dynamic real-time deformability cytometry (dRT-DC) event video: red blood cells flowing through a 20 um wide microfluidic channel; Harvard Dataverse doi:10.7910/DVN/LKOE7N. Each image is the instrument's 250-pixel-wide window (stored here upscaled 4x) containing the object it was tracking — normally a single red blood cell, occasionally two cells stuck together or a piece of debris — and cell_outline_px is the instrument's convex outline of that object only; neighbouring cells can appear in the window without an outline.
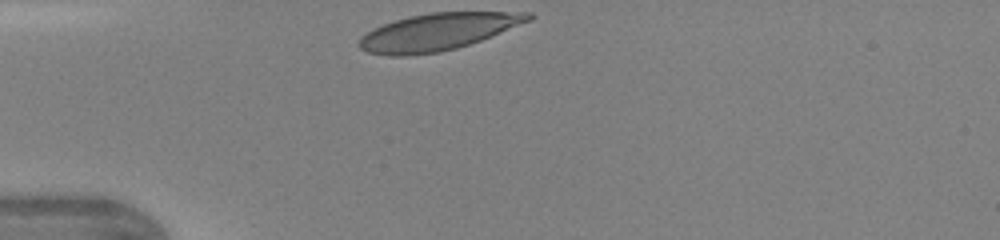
{"species": "human", "species_latin": "Homo sapiens", "temperature_condition": "warm", "stored_images_in_passage": 26, "camera_frame_rate_fps": 3000, "um_per_image_px": 0.085, "donor": {"sex": "female"}, "frame": {"image": 1, "passage_image": 1, "time_ms": 0.0, "image_size_px": [1000, 240], "cell_outline_px": [[536, 16], [532, 20], [480, 40], [456, 48], [440, 52], [404, 56], [388, 56], [368, 52], [360, 48], [356, 44], [360, 36], [372, 28], [396, 20], [412, 16], [432, 12], [532, 12]], "centroid_in_image_um": [37.19, 2.71], "position_along_channel_um": 47.8, "area_um2": 36.47}}
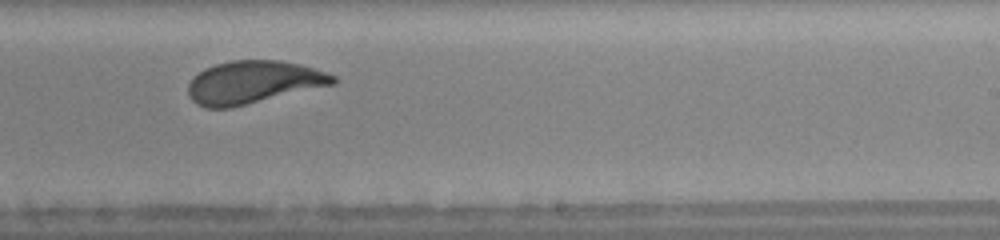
{"frame": {"image": 2, "passage_image": 17, "time_ms": 5.333, "image_size_px": [1000, 240], "cell_outline_px": [[336, 84], [232, 108], [204, 108], [196, 104], [188, 96], [188, 84], [192, 76], [204, 68], [216, 64], [232, 60], [280, 60], [300, 64], [336, 76]], "centroid_in_image_um": [21.49, 7.0], "position_along_channel_um": 267.5, "area_um2": 36.47}}
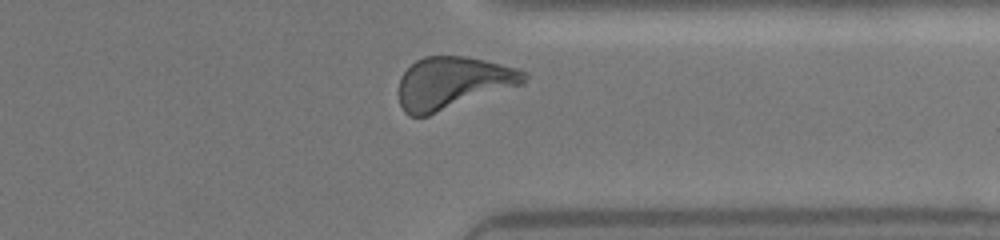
{"frame": {"image": 3, "passage_image": 24, "time_ms": 7.667, "image_size_px": [1000, 240], "cell_outline_px": [[528, 76], [524, 84], [428, 116], [408, 116], [404, 112], [400, 104], [400, 76], [416, 60], [424, 56], [468, 56], [516, 68], [528, 72]], "centroid_in_image_um": [38.51, 7.05], "position_along_channel_um": 372.9, "area_um2": 38.26}}